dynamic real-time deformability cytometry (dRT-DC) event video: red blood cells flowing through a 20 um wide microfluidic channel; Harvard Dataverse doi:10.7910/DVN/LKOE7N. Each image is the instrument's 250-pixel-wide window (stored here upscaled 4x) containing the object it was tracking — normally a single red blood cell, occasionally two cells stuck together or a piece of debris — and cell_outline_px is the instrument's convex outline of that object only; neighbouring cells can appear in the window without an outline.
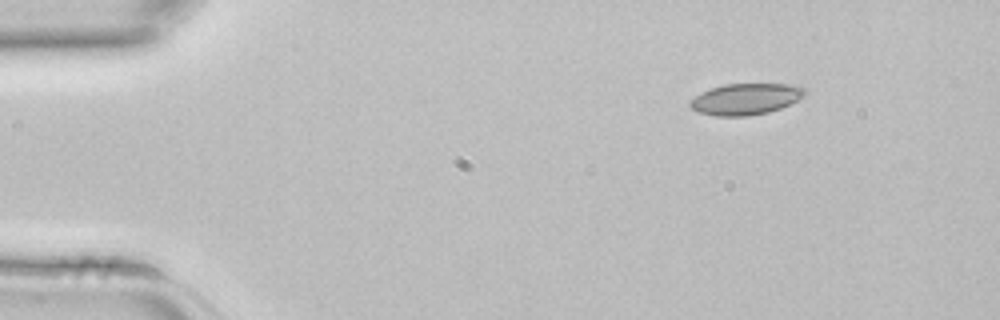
{"species": "common noctule bat (a hibernating species)", "species_latin": "Nyctalus noctula", "temperature_condition": "room temperature", "stored_images_in_passage": 4, "segment_of_instrument_passage": [2, 2], "camera_frame_rate_fps": 3000, "um_per_image_px": 0.085, "animal": {"sex": "female", "body_mass_g": 22.7, "forearm_length_mm": 54.2}, "frame": {"image": 1, "passage_image": 4, "time_ms": 1.0, "image_size_px": [1000, 320], "cell_outline_px": [[804, 96], [780, 108], [768, 112], [748, 116], [716, 116], [700, 112], [692, 108], [688, 104], [700, 92], [724, 84], [792, 84], [804, 88]], "centroid_in_image_um": [63.37, 8.42], "position_along_channel_um": 21.6, "area_um2": 20.63}}